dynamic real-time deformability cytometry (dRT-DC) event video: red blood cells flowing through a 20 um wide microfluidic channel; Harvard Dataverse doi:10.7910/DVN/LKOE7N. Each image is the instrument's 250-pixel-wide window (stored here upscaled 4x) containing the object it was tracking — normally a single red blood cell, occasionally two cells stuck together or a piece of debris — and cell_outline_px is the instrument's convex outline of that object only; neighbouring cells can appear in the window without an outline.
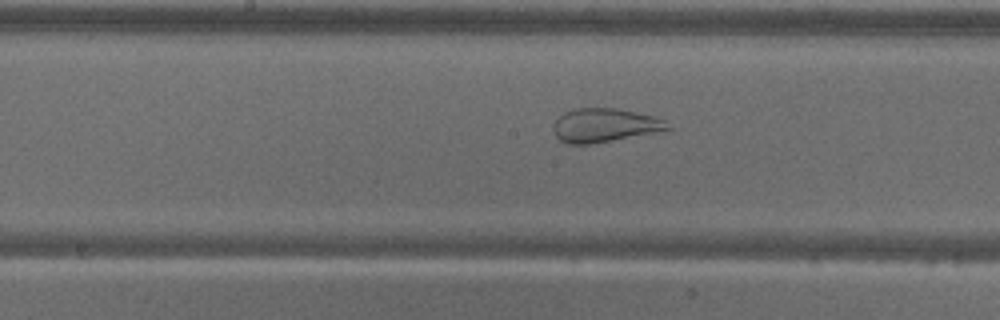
{"species": "common noctule bat (a hibernating species)", "species_latin": "Nyctalus noctula", "temperature_condition": "warm", "stored_images_in_passage": 57, "camera_frame_rate_fps": 3000, "um_per_image_px": 0.085, "animal": {"sex": "male", "body_mass_g": 18.8}, "frame": {"image": 1, "passage_image": 29, "time_ms": 9.333, "image_size_px": [1000, 320], "cell_outline_px": [[672, 128], [656, 132], [588, 144], [568, 144], [560, 140], [556, 136], [552, 128], [552, 124], [564, 112], [576, 108], [616, 108], [636, 112], [652, 116], [664, 120]], "centroid_in_image_um": [51.34, 10.64], "position_along_channel_um": 196.9, "area_um2": 22.2}}
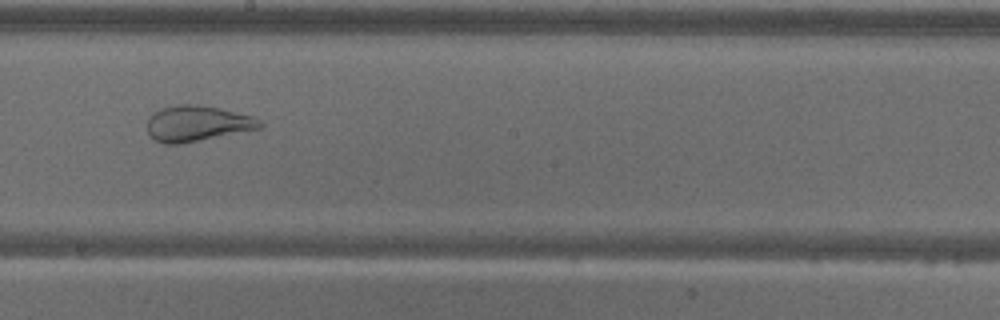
{"frame": {"image": 2, "passage_image": 32, "time_ms": 10.333, "image_size_px": [1000, 320], "cell_outline_px": [[264, 124], [260, 128], [180, 144], [164, 144], [156, 140], [148, 132], [148, 120], [152, 112], [160, 108], [180, 104], [200, 104], [252, 116], [260, 120]], "centroid_in_image_um": [16.74, 10.49], "position_along_channel_um": 231.5, "area_um2": 23.24}}
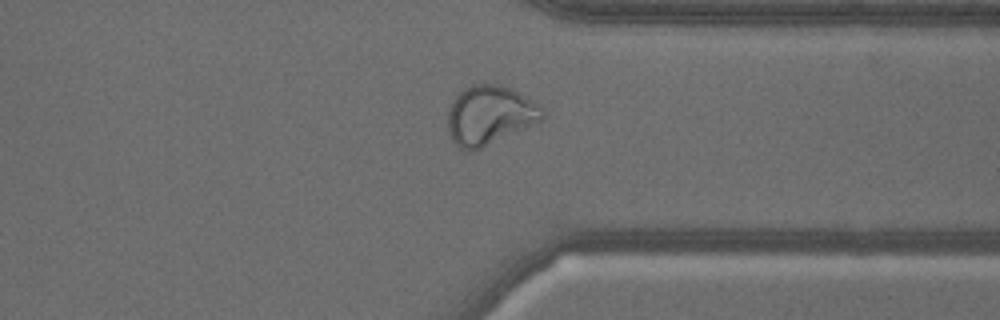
{"frame": {"image": 3, "passage_image": 44, "time_ms": 14.333, "image_size_px": [1000, 320], "cell_outline_px": [[544, 120], [472, 152], [468, 152], [460, 148], [452, 140], [448, 128], [448, 112], [452, 100], [464, 88], [472, 84], [496, 84], [508, 88], [540, 104], [544, 112]], "centroid_in_image_um": [41.62, 9.81], "position_along_channel_um": 369.8, "area_um2": 32.48}}